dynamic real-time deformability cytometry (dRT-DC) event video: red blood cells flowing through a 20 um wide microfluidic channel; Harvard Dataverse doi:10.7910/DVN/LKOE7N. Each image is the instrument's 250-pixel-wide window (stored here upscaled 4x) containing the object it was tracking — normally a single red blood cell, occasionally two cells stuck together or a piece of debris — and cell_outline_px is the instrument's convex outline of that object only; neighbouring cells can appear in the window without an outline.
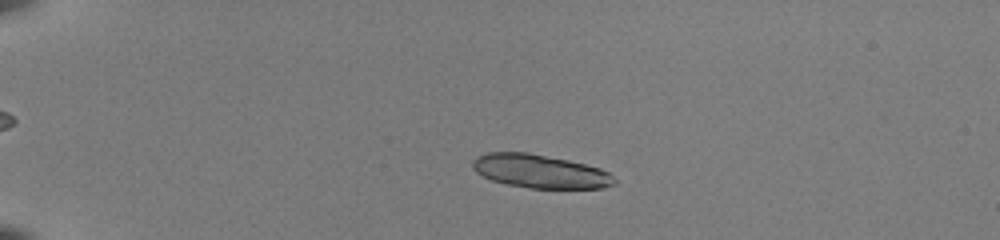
{"species": "common noctule bat (a hibernating species)", "species_latin": "Nyctalus noctula", "temperature_condition": "room temperature", "stored_images_in_passage": 51, "segment_of_instrument_passage": [1, 2], "camera_frame_rate_fps": 3000, "um_per_image_px": 0.085, "animal": {"sex": "female", "body_mass_g": 22.0, "forearm_length_mm": 56.7}, "frame": {"image": 1, "passage_image": 12, "time_ms": 3.667, "image_size_px": [1000, 240], "cell_outline_px": [[616, 184], [604, 188], [532, 188], [508, 184], [492, 180], [476, 172], [472, 168], [472, 160], [476, 156], [488, 152], [528, 152], [568, 160], [600, 168], [608, 172], [616, 180]], "centroid_in_image_um": [45.89, 14.55], "position_along_channel_um": 39.1, "area_um2": 27.63}}